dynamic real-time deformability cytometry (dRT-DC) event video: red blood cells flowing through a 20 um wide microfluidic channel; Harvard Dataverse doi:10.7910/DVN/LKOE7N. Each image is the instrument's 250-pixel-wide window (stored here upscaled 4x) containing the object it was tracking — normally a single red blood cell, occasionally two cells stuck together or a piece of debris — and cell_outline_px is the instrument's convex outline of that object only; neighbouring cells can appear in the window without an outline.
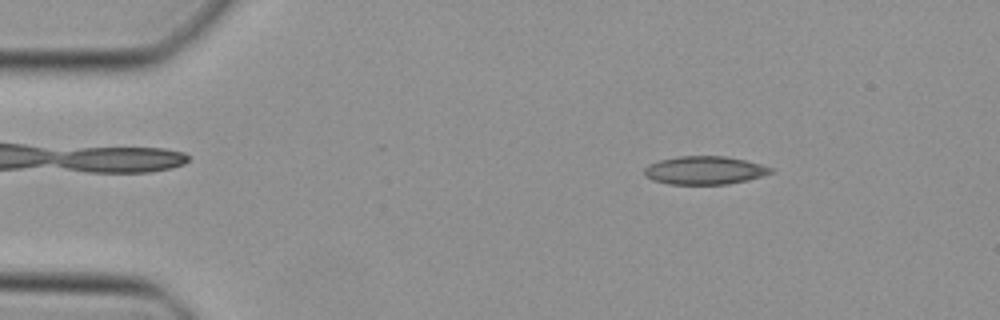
{"species": "Egyptian fruit bat (a non-hibernating species)", "species_latin": "Rousettus aegyptiacus", "temperature_condition": "cold", "stored_images_in_passage": 41, "camera_frame_rate_fps": 3000, "um_per_image_px": 0.085, "animal": {"sex": "female"}, "frame": {"image": 1, "passage_image": 1, "time_ms": 0.0, "image_size_px": [1000, 320], "cell_outline_px": [[772, 172], [748, 180], [728, 184], [668, 184], [652, 180], [644, 176], [644, 168], [648, 164], [660, 160], [676, 156], [724, 156], [744, 160], [760, 164], [772, 168]], "centroid_in_image_um": [59.83, 14.48], "position_along_channel_um": 25.2, "area_um2": 20.75}}
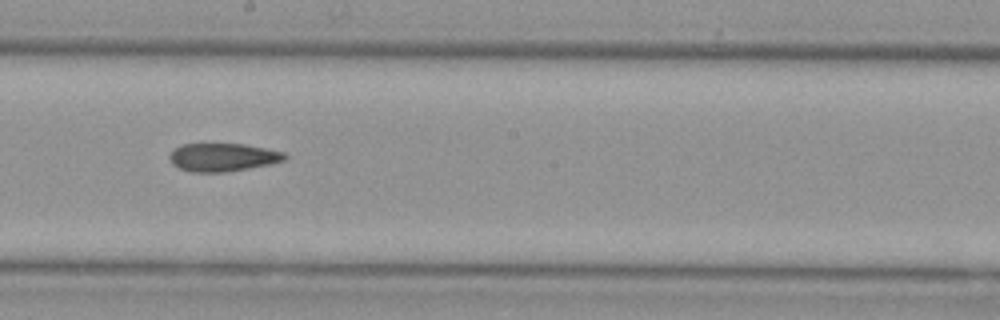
{"frame": {"image": 2, "passage_image": 20, "time_ms": 6.333, "image_size_px": [1000, 320], "cell_outline_px": [[288, 156], [284, 160], [272, 164], [224, 172], [192, 172], [180, 168], [172, 164], [168, 156], [180, 144], [244, 144], [284, 152]], "centroid_in_image_um": [18.94, 13.37], "position_along_channel_um": 229.3, "area_um2": 18.79}}
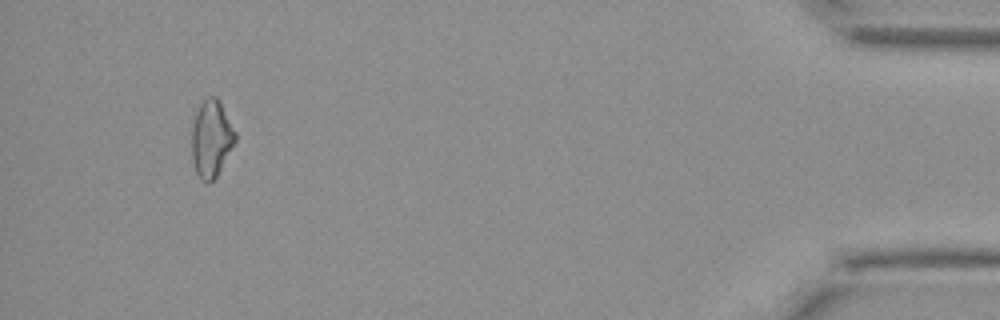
{"frame": {"image": 3, "passage_image": 38, "time_ms": 12.333, "image_size_px": [1000, 320], "cell_outline_px": [[236, 140], [216, 176], [208, 184], [204, 184], [200, 180], [196, 172], [192, 160], [192, 124], [200, 104], [208, 96], [216, 96], [220, 100], [236, 132]], "centroid_in_image_um": [17.95, 11.78], "position_along_channel_um": 417.2, "area_um2": 19.54}}